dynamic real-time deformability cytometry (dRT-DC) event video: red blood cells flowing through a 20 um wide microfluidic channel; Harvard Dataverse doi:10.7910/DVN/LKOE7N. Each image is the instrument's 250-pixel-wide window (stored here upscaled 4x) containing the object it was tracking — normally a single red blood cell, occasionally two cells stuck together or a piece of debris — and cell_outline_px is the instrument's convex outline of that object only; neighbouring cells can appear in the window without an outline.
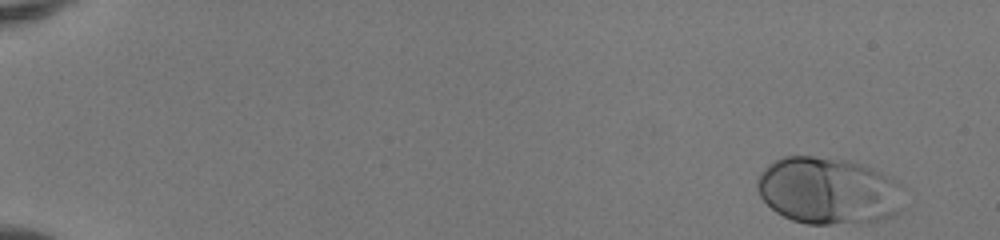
{"species": "human", "species_latin": "Homo sapiens", "temperature_condition": "room temperature", "stored_images_in_passage": 49, "camera_frame_rate_fps": 3000, "um_per_image_px": 0.085, "donor": {"sex": "female"}, "frame": {"image": 1, "passage_image": 1, "time_ms": 0.0, "image_size_px": [1000, 240], "cell_outline_px": [[904, 184], [896, 212], [892, 216], [860, 224], [808, 224], [792, 220], [776, 212], [760, 196], [756, 188], [756, 180], [760, 172], [768, 164], [784, 156], [812, 156], [848, 160], [872, 168], [892, 176]], "centroid_in_image_um": [70.39, 16.21], "position_along_channel_um": 14.6, "area_um2": 57.57}}
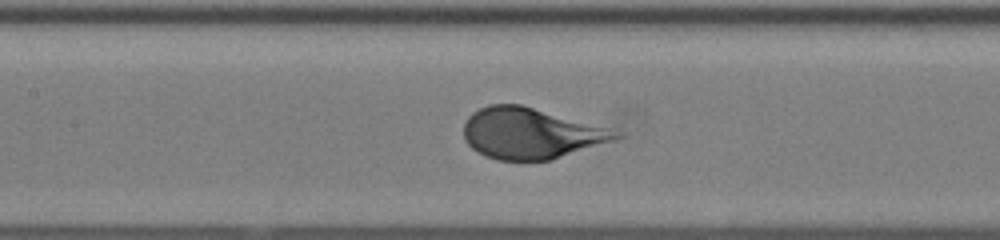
{"frame": {"image": 2, "passage_image": 24, "time_ms": 7.667, "image_size_px": [1000, 240], "cell_outline_px": [[624, 136], [552, 160], [496, 160], [484, 156], [472, 148], [464, 140], [464, 124], [468, 116], [472, 112], [488, 104], [520, 104], [604, 128]], "centroid_in_image_um": [44.98, 11.35], "position_along_channel_um": 162.4, "area_um2": 44.16}}
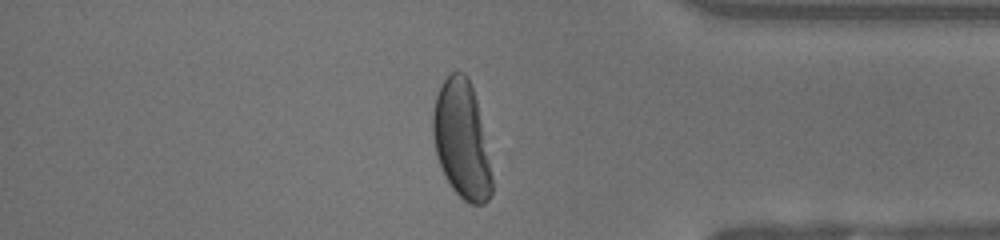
{"frame": {"image": 3, "passage_image": 42, "time_ms": 13.667, "image_size_px": [1000, 240], "cell_outline_px": [[492, 192], [488, 200], [484, 204], [472, 204], [464, 200], [452, 188], [444, 176], [436, 156], [432, 136], [432, 116], [436, 96], [444, 80], [452, 72], [464, 72], [468, 76], [476, 100], [492, 176]], "centroid_in_image_um": [39.21, 11.91], "position_along_channel_um": 396.0, "area_um2": 40.06}}